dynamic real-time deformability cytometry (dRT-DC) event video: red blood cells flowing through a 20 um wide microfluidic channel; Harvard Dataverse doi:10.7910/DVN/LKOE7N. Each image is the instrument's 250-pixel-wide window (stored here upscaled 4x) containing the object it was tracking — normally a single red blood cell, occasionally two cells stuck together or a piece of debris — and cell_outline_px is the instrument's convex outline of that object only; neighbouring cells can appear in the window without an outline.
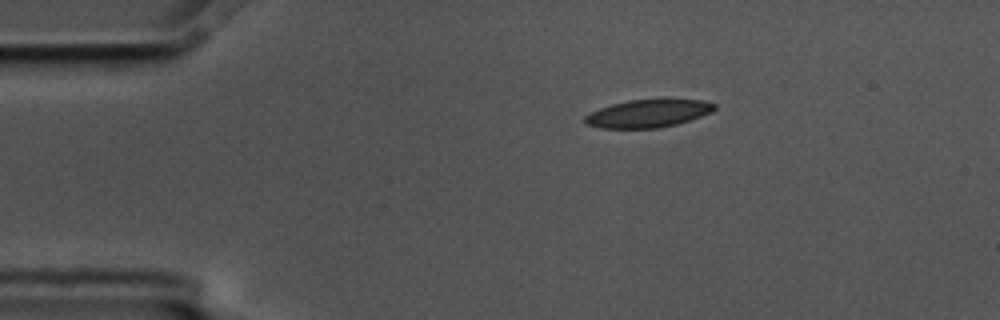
{"species": "common noctule bat (a hibernating species)", "species_latin": "Nyctalus noctula", "temperature_condition": "cold", "stored_images_in_passage": 4, "camera_frame_rate_fps": 3000, "um_per_image_px": 0.085, "animal": {"sex": "male", "body_mass_g": 17.5, "forearm_length_mm": 52.3}, "frame": {"image": 1, "passage_image": 1, "time_ms": 0.0, "image_size_px": [1000, 320], "cell_outline_px": [[716, 108], [712, 112], [676, 124], [656, 128], [600, 128], [584, 124], [584, 116], [600, 108], [612, 104], [628, 100], [704, 100], [716, 104]], "centroid_in_image_um": [55.06, 9.65], "position_along_channel_um": 29.9, "area_um2": 20.75}}
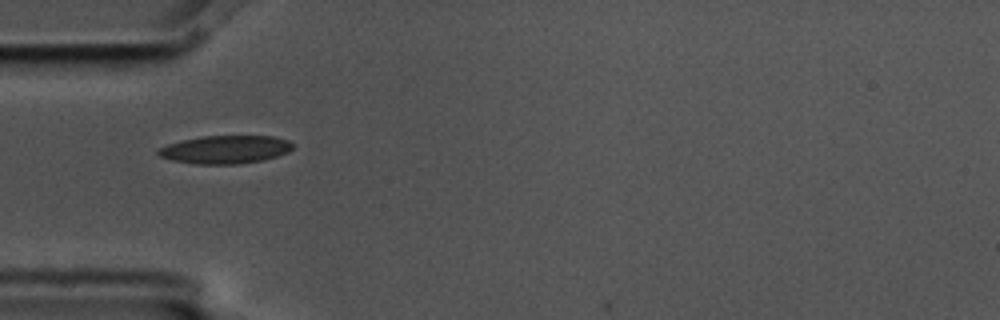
{"frame": {"image": 2, "passage_image": 3, "time_ms": 0.667, "image_size_px": [1000, 320], "cell_outline_px": [[296, 144], [288, 152], [264, 160], [236, 164], [196, 164], [172, 160], [160, 156], [156, 152], [160, 148], [168, 144], [180, 140], [200, 136], [272, 136], [288, 140]], "centroid_in_image_um": [19.16, 12.7], "position_along_channel_um": 65.8, "area_um2": 22.08}}